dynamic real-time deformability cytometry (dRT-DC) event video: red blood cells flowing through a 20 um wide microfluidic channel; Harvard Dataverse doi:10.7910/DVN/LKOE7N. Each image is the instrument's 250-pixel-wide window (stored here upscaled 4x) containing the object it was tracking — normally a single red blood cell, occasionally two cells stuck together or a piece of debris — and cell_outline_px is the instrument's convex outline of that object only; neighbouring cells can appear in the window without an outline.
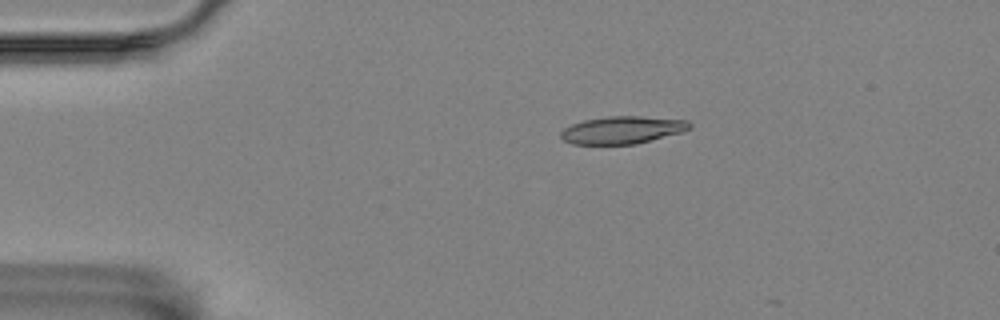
{"species": "Egyptian fruit bat (a non-hibernating species)", "species_latin": "Rousettus aegyptiacus", "temperature_condition": "room temperature", "stored_images_in_passage": 4, "camera_frame_rate_fps": 3000, "um_per_image_px": 0.085, "animal": {"sex": "female"}, "frame": {"image": 1, "passage_image": 3, "time_ms": 2.333, "image_size_px": [1000, 320], "cell_outline_px": [[692, 128], [684, 132], [636, 144], [572, 144], [564, 140], [560, 136], [560, 132], [564, 128], [572, 124], [584, 120], [608, 116], [640, 116], [688, 120], [692, 124]], "centroid_in_image_um": [52.94, 11.05], "position_along_channel_um": 32.1, "area_um2": 20.81}}